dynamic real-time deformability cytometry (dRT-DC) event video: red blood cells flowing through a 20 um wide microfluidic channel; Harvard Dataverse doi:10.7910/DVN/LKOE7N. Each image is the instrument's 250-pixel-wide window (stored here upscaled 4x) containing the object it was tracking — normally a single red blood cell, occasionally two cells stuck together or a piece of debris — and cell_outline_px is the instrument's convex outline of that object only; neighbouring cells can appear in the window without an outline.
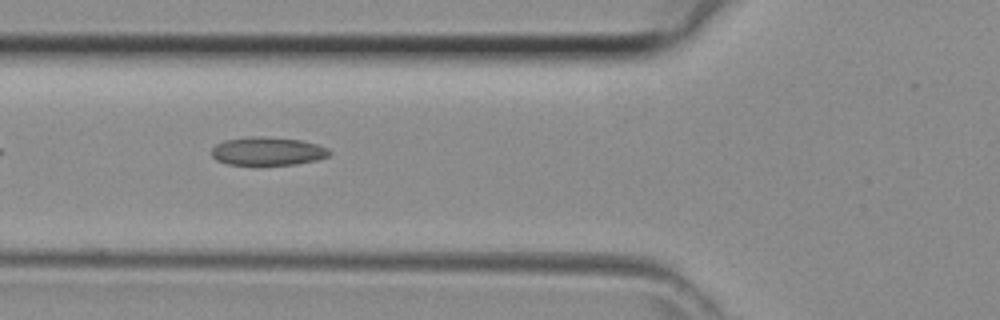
{"species": "common noctule bat (a hibernating species)", "species_latin": "Nyctalus noctula", "temperature_condition": "room temperature", "stored_images_in_passage": 31, "camera_frame_rate_fps": 3000, "um_per_image_px": 0.085, "animal": {"sex": "female", "body_mass_g": 29.2, "forearm_length_mm": 56.3}, "frame": {"image": 1, "passage_image": 4, "time_ms": 1.0, "image_size_px": [1000, 320], "cell_outline_px": [[332, 152], [328, 156], [316, 160], [296, 164], [228, 164], [216, 160], [212, 156], [212, 148], [216, 144], [224, 140], [252, 136], [260, 136], [300, 140], [316, 144], [328, 148]], "centroid_in_image_um": [22.74, 12.84], "position_along_channel_um": 103.1, "area_um2": 19.25}}
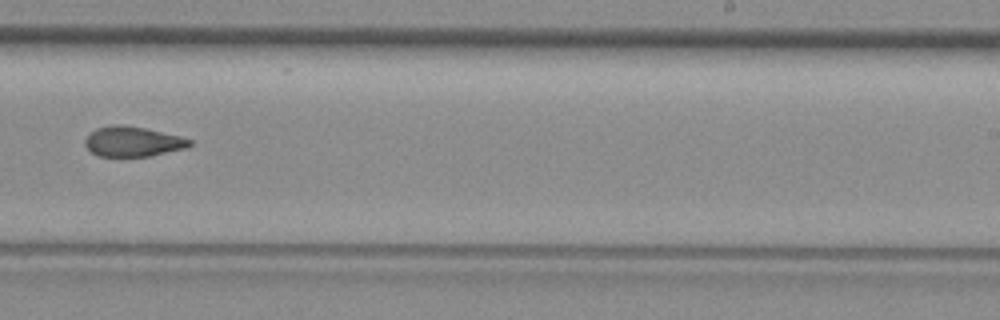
{"frame": {"image": 2, "passage_image": 15, "time_ms": 4.667, "image_size_px": [1000, 320], "cell_outline_px": [[192, 144], [184, 148], [148, 156], [100, 156], [92, 152], [84, 144], [84, 140], [96, 128], [112, 124], [120, 124], [144, 128], [180, 136], [192, 140]], "centroid_in_image_um": [11.26, 12.02], "position_along_channel_um": 277.7, "area_um2": 18.03}}
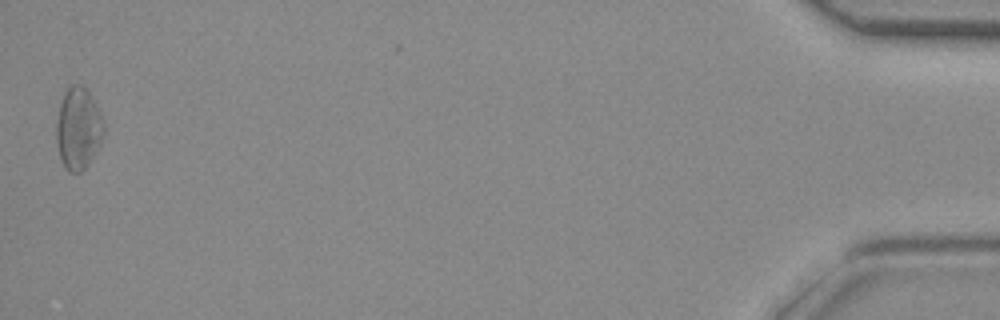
{"frame": {"image": 3, "passage_image": 31, "time_ms": 10.0, "image_size_px": [1000, 320], "cell_outline_px": [[104, 136], [100, 144], [84, 168], [80, 172], [68, 172], [64, 168], [60, 156], [56, 140], [56, 120], [60, 104], [64, 92], [72, 84], [80, 84], [88, 92], [104, 120]], "centroid_in_image_um": [6.64, 10.92], "position_along_channel_um": 428.6, "area_um2": 22.43}}